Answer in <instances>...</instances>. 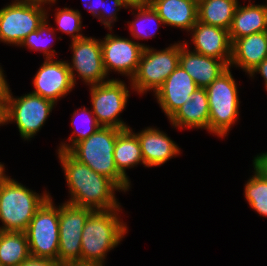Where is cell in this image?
Wrapping results in <instances>:
<instances>
[{"label": "cell", "instance_id": "cell-26", "mask_svg": "<svg viewBox=\"0 0 267 266\" xmlns=\"http://www.w3.org/2000/svg\"><path fill=\"white\" fill-rule=\"evenodd\" d=\"M72 117V135L68 137V143L61 142L57 150L69 152L78 142L87 139L91 134H94L100 127V125L96 121L95 115L93 114L92 110H89V108L87 109L84 106H81L80 109L78 108V110H75L73 112Z\"/></svg>", "mask_w": 267, "mask_h": 266}, {"label": "cell", "instance_id": "cell-2", "mask_svg": "<svg viewBox=\"0 0 267 266\" xmlns=\"http://www.w3.org/2000/svg\"><path fill=\"white\" fill-rule=\"evenodd\" d=\"M121 208L94 210L87 218L81 239V262L105 266L107 253L121 244L128 233L120 219Z\"/></svg>", "mask_w": 267, "mask_h": 266}, {"label": "cell", "instance_id": "cell-24", "mask_svg": "<svg viewBox=\"0 0 267 266\" xmlns=\"http://www.w3.org/2000/svg\"><path fill=\"white\" fill-rule=\"evenodd\" d=\"M238 0H198V21L229 30Z\"/></svg>", "mask_w": 267, "mask_h": 266}, {"label": "cell", "instance_id": "cell-7", "mask_svg": "<svg viewBox=\"0 0 267 266\" xmlns=\"http://www.w3.org/2000/svg\"><path fill=\"white\" fill-rule=\"evenodd\" d=\"M55 103L32 94L13 96L11 89L4 103V125L15 123L24 141H30L44 126Z\"/></svg>", "mask_w": 267, "mask_h": 266}, {"label": "cell", "instance_id": "cell-3", "mask_svg": "<svg viewBox=\"0 0 267 266\" xmlns=\"http://www.w3.org/2000/svg\"><path fill=\"white\" fill-rule=\"evenodd\" d=\"M121 131L115 127L100 126L94 134L78 142L69 153L96 173L108 177L125 193L132 184L118 171L113 156L117 135Z\"/></svg>", "mask_w": 267, "mask_h": 266}, {"label": "cell", "instance_id": "cell-38", "mask_svg": "<svg viewBox=\"0 0 267 266\" xmlns=\"http://www.w3.org/2000/svg\"><path fill=\"white\" fill-rule=\"evenodd\" d=\"M5 166L0 162V188L11 178L5 172Z\"/></svg>", "mask_w": 267, "mask_h": 266}, {"label": "cell", "instance_id": "cell-21", "mask_svg": "<svg viewBox=\"0 0 267 266\" xmlns=\"http://www.w3.org/2000/svg\"><path fill=\"white\" fill-rule=\"evenodd\" d=\"M152 7L164 26L190 32L198 20V0H153Z\"/></svg>", "mask_w": 267, "mask_h": 266}, {"label": "cell", "instance_id": "cell-39", "mask_svg": "<svg viewBox=\"0 0 267 266\" xmlns=\"http://www.w3.org/2000/svg\"><path fill=\"white\" fill-rule=\"evenodd\" d=\"M48 0H12L11 4H46Z\"/></svg>", "mask_w": 267, "mask_h": 266}, {"label": "cell", "instance_id": "cell-27", "mask_svg": "<svg viewBox=\"0 0 267 266\" xmlns=\"http://www.w3.org/2000/svg\"><path fill=\"white\" fill-rule=\"evenodd\" d=\"M47 7L46 10V19L43 23L38 27L37 30L31 32L29 35L25 37L19 47H25L30 49L31 51L42 52L44 59H54L56 57V51L51 49L53 46V42L55 37H57V30L49 24V13ZM56 32V34H55ZM53 36V37H52ZM55 36V37H54ZM52 37V39H51ZM52 40V41H51ZM52 42V43H51ZM51 43V44H50Z\"/></svg>", "mask_w": 267, "mask_h": 266}, {"label": "cell", "instance_id": "cell-14", "mask_svg": "<svg viewBox=\"0 0 267 266\" xmlns=\"http://www.w3.org/2000/svg\"><path fill=\"white\" fill-rule=\"evenodd\" d=\"M32 94L53 101L67 96L75 87L67 61L45 59L33 78Z\"/></svg>", "mask_w": 267, "mask_h": 266}, {"label": "cell", "instance_id": "cell-9", "mask_svg": "<svg viewBox=\"0 0 267 266\" xmlns=\"http://www.w3.org/2000/svg\"><path fill=\"white\" fill-rule=\"evenodd\" d=\"M92 112L96 121L103 127H115L120 130L130 128L120 114L127 106L130 90L123 80L110 79L97 85H90Z\"/></svg>", "mask_w": 267, "mask_h": 266}, {"label": "cell", "instance_id": "cell-15", "mask_svg": "<svg viewBox=\"0 0 267 266\" xmlns=\"http://www.w3.org/2000/svg\"><path fill=\"white\" fill-rule=\"evenodd\" d=\"M192 51L208 57L223 60L230 65L232 42L229 30L208 25L197 20L190 30Z\"/></svg>", "mask_w": 267, "mask_h": 266}, {"label": "cell", "instance_id": "cell-23", "mask_svg": "<svg viewBox=\"0 0 267 266\" xmlns=\"http://www.w3.org/2000/svg\"><path fill=\"white\" fill-rule=\"evenodd\" d=\"M113 156L118 171L128 181L130 179L126 173V169L134 168L141 164L144 165L139 139L131 127L122 130L117 135Z\"/></svg>", "mask_w": 267, "mask_h": 266}, {"label": "cell", "instance_id": "cell-40", "mask_svg": "<svg viewBox=\"0 0 267 266\" xmlns=\"http://www.w3.org/2000/svg\"><path fill=\"white\" fill-rule=\"evenodd\" d=\"M59 266H96V265L86 264L82 262H73V263H59Z\"/></svg>", "mask_w": 267, "mask_h": 266}, {"label": "cell", "instance_id": "cell-22", "mask_svg": "<svg viewBox=\"0 0 267 266\" xmlns=\"http://www.w3.org/2000/svg\"><path fill=\"white\" fill-rule=\"evenodd\" d=\"M267 31V1L265 4L240 3L235 11L229 35L231 42L244 36Z\"/></svg>", "mask_w": 267, "mask_h": 266}, {"label": "cell", "instance_id": "cell-33", "mask_svg": "<svg viewBox=\"0 0 267 266\" xmlns=\"http://www.w3.org/2000/svg\"><path fill=\"white\" fill-rule=\"evenodd\" d=\"M19 266H59V262L48 258H40L30 256L23 261Z\"/></svg>", "mask_w": 267, "mask_h": 266}, {"label": "cell", "instance_id": "cell-19", "mask_svg": "<svg viewBox=\"0 0 267 266\" xmlns=\"http://www.w3.org/2000/svg\"><path fill=\"white\" fill-rule=\"evenodd\" d=\"M267 58V31L244 36L232 42L229 67H239L247 75Z\"/></svg>", "mask_w": 267, "mask_h": 266}, {"label": "cell", "instance_id": "cell-29", "mask_svg": "<svg viewBox=\"0 0 267 266\" xmlns=\"http://www.w3.org/2000/svg\"><path fill=\"white\" fill-rule=\"evenodd\" d=\"M244 187L245 200L249 206L259 216L267 217V179L254 169Z\"/></svg>", "mask_w": 267, "mask_h": 266}, {"label": "cell", "instance_id": "cell-1", "mask_svg": "<svg viewBox=\"0 0 267 266\" xmlns=\"http://www.w3.org/2000/svg\"><path fill=\"white\" fill-rule=\"evenodd\" d=\"M57 155L69 188L70 196L65 202L93 211L121 208L115 192L122 190L112 180L79 162L68 151L57 150Z\"/></svg>", "mask_w": 267, "mask_h": 266}, {"label": "cell", "instance_id": "cell-13", "mask_svg": "<svg viewBox=\"0 0 267 266\" xmlns=\"http://www.w3.org/2000/svg\"><path fill=\"white\" fill-rule=\"evenodd\" d=\"M103 64L109 77V73L117 72L131 80L134 76L144 47L130 38L106 34L101 40Z\"/></svg>", "mask_w": 267, "mask_h": 266}, {"label": "cell", "instance_id": "cell-5", "mask_svg": "<svg viewBox=\"0 0 267 266\" xmlns=\"http://www.w3.org/2000/svg\"><path fill=\"white\" fill-rule=\"evenodd\" d=\"M238 88L231 67L205 88L209 102L210 134L226 137L238 121L241 103Z\"/></svg>", "mask_w": 267, "mask_h": 266}, {"label": "cell", "instance_id": "cell-18", "mask_svg": "<svg viewBox=\"0 0 267 266\" xmlns=\"http://www.w3.org/2000/svg\"><path fill=\"white\" fill-rule=\"evenodd\" d=\"M134 133L137 135L141 145L143 167L161 166L172 157L176 158L182 153L178 144L159 128L147 126L140 132Z\"/></svg>", "mask_w": 267, "mask_h": 266}, {"label": "cell", "instance_id": "cell-25", "mask_svg": "<svg viewBox=\"0 0 267 266\" xmlns=\"http://www.w3.org/2000/svg\"><path fill=\"white\" fill-rule=\"evenodd\" d=\"M30 257L25 232L0 231V263L2 266H19Z\"/></svg>", "mask_w": 267, "mask_h": 266}, {"label": "cell", "instance_id": "cell-30", "mask_svg": "<svg viewBox=\"0 0 267 266\" xmlns=\"http://www.w3.org/2000/svg\"><path fill=\"white\" fill-rule=\"evenodd\" d=\"M55 23L57 30L70 36L71 41L84 38L82 33V15L79 10L64 7L55 8Z\"/></svg>", "mask_w": 267, "mask_h": 266}, {"label": "cell", "instance_id": "cell-32", "mask_svg": "<svg viewBox=\"0 0 267 266\" xmlns=\"http://www.w3.org/2000/svg\"><path fill=\"white\" fill-rule=\"evenodd\" d=\"M253 161V168L267 179V152L257 154Z\"/></svg>", "mask_w": 267, "mask_h": 266}, {"label": "cell", "instance_id": "cell-41", "mask_svg": "<svg viewBox=\"0 0 267 266\" xmlns=\"http://www.w3.org/2000/svg\"><path fill=\"white\" fill-rule=\"evenodd\" d=\"M4 125V103L0 100V126Z\"/></svg>", "mask_w": 267, "mask_h": 266}, {"label": "cell", "instance_id": "cell-31", "mask_svg": "<svg viewBox=\"0 0 267 266\" xmlns=\"http://www.w3.org/2000/svg\"><path fill=\"white\" fill-rule=\"evenodd\" d=\"M109 2V4H108ZM112 5V7H111ZM121 8H124V5L121 0H103V5L100 11V14L96 17L105 28L112 31V26L117 21V13ZM118 11V12H117Z\"/></svg>", "mask_w": 267, "mask_h": 266}, {"label": "cell", "instance_id": "cell-10", "mask_svg": "<svg viewBox=\"0 0 267 266\" xmlns=\"http://www.w3.org/2000/svg\"><path fill=\"white\" fill-rule=\"evenodd\" d=\"M46 4H7L0 9V42L19 46L27 35L38 29L46 19Z\"/></svg>", "mask_w": 267, "mask_h": 266}, {"label": "cell", "instance_id": "cell-35", "mask_svg": "<svg viewBox=\"0 0 267 266\" xmlns=\"http://www.w3.org/2000/svg\"><path fill=\"white\" fill-rule=\"evenodd\" d=\"M5 77L7 76L4 75V70L2 69V66L0 65V100L3 103H5L6 98L10 92V87Z\"/></svg>", "mask_w": 267, "mask_h": 266}, {"label": "cell", "instance_id": "cell-34", "mask_svg": "<svg viewBox=\"0 0 267 266\" xmlns=\"http://www.w3.org/2000/svg\"><path fill=\"white\" fill-rule=\"evenodd\" d=\"M82 3L87 11L95 18L100 14L103 0H82Z\"/></svg>", "mask_w": 267, "mask_h": 266}, {"label": "cell", "instance_id": "cell-16", "mask_svg": "<svg viewBox=\"0 0 267 266\" xmlns=\"http://www.w3.org/2000/svg\"><path fill=\"white\" fill-rule=\"evenodd\" d=\"M199 88L192 77L180 66L169 75L163 85L154 93L157 103L169 119L191 94Z\"/></svg>", "mask_w": 267, "mask_h": 266}, {"label": "cell", "instance_id": "cell-8", "mask_svg": "<svg viewBox=\"0 0 267 266\" xmlns=\"http://www.w3.org/2000/svg\"><path fill=\"white\" fill-rule=\"evenodd\" d=\"M30 256L58 261L59 205L50 196L36 211L25 231Z\"/></svg>", "mask_w": 267, "mask_h": 266}, {"label": "cell", "instance_id": "cell-4", "mask_svg": "<svg viewBox=\"0 0 267 266\" xmlns=\"http://www.w3.org/2000/svg\"><path fill=\"white\" fill-rule=\"evenodd\" d=\"M41 194L10 178L0 188V231L25 232L36 211L51 196L46 190Z\"/></svg>", "mask_w": 267, "mask_h": 266}, {"label": "cell", "instance_id": "cell-12", "mask_svg": "<svg viewBox=\"0 0 267 266\" xmlns=\"http://www.w3.org/2000/svg\"><path fill=\"white\" fill-rule=\"evenodd\" d=\"M92 211L65 201L59 205V263L81 262L82 231Z\"/></svg>", "mask_w": 267, "mask_h": 266}, {"label": "cell", "instance_id": "cell-20", "mask_svg": "<svg viewBox=\"0 0 267 266\" xmlns=\"http://www.w3.org/2000/svg\"><path fill=\"white\" fill-rule=\"evenodd\" d=\"M174 129H205L209 133V102L205 88H197L169 119Z\"/></svg>", "mask_w": 267, "mask_h": 266}, {"label": "cell", "instance_id": "cell-17", "mask_svg": "<svg viewBox=\"0 0 267 266\" xmlns=\"http://www.w3.org/2000/svg\"><path fill=\"white\" fill-rule=\"evenodd\" d=\"M189 47L188 41H180L179 65L198 87L206 88L229 68L223 60L196 53Z\"/></svg>", "mask_w": 267, "mask_h": 266}, {"label": "cell", "instance_id": "cell-11", "mask_svg": "<svg viewBox=\"0 0 267 266\" xmlns=\"http://www.w3.org/2000/svg\"><path fill=\"white\" fill-rule=\"evenodd\" d=\"M70 46L72 59L71 63L67 60V64L74 85H77V77L87 86L101 84L110 80L103 64L101 39L85 36L71 41Z\"/></svg>", "mask_w": 267, "mask_h": 266}, {"label": "cell", "instance_id": "cell-6", "mask_svg": "<svg viewBox=\"0 0 267 266\" xmlns=\"http://www.w3.org/2000/svg\"><path fill=\"white\" fill-rule=\"evenodd\" d=\"M178 42L161 50L149 45L144 48L138 68L129 83L133 91L139 95L148 91L155 93L163 85L179 65L180 41Z\"/></svg>", "mask_w": 267, "mask_h": 266}, {"label": "cell", "instance_id": "cell-28", "mask_svg": "<svg viewBox=\"0 0 267 266\" xmlns=\"http://www.w3.org/2000/svg\"><path fill=\"white\" fill-rule=\"evenodd\" d=\"M134 16L133 21H128V29L130 31V35H132V39L138 40V44H141L144 48L148 47L144 43H139V41L142 39L146 40L148 38H153L156 36V31H158V28L163 24V21L159 17L156 10L152 7H145V8H139V9H132ZM137 11V12H136ZM135 12V13H134ZM148 22V23H147ZM150 23H155V30L152 31L147 29L148 25ZM152 25V24H151ZM153 26V25H152ZM151 31V32H150Z\"/></svg>", "mask_w": 267, "mask_h": 266}, {"label": "cell", "instance_id": "cell-37", "mask_svg": "<svg viewBox=\"0 0 267 266\" xmlns=\"http://www.w3.org/2000/svg\"><path fill=\"white\" fill-rule=\"evenodd\" d=\"M260 74L264 80L265 90L267 91V58L264 59L258 66H256L249 74V78H253L254 75Z\"/></svg>", "mask_w": 267, "mask_h": 266}, {"label": "cell", "instance_id": "cell-36", "mask_svg": "<svg viewBox=\"0 0 267 266\" xmlns=\"http://www.w3.org/2000/svg\"><path fill=\"white\" fill-rule=\"evenodd\" d=\"M125 9H139L152 6L153 0H121Z\"/></svg>", "mask_w": 267, "mask_h": 266}]
</instances>
